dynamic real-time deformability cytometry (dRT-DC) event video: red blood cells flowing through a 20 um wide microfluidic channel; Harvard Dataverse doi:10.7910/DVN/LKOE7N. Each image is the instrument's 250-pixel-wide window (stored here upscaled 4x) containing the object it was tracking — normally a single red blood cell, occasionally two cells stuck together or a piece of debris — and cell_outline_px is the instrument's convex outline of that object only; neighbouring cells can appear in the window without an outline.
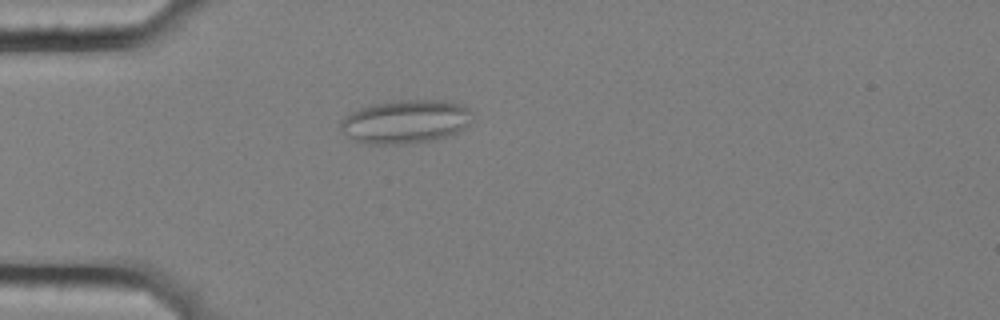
{"species": "common noctule bat (a hibernating species)", "species_latin": "Nyctalus noctula", "temperature_condition": "cold", "stored_images_in_passage": 43, "segment_of_instrument_passage": [1, 2], "camera_frame_rate_fps": 3000, "um_per_image_px": 0.085, "animal": {"sex": "female", "body_mass_g": 25.1}, "frame": {"image": 1, "passage_image": 2, "time_ms": 0.333, "image_size_px": [1000, 320], "cell_outline_px": [[468, 124], [464, 128], [448, 136], [432, 140], [400, 144], [368, 144], [352, 140], [340, 128], [340, 120], [344, 116], [360, 108], [372, 104], [400, 100], [444, 100], [460, 104], [468, 108]], "centroid_in_image_um": [34.4, 10.34], "position_along_channel_um": 50.6, "area_um2": 33.12}}